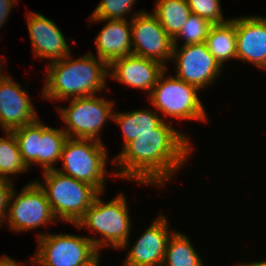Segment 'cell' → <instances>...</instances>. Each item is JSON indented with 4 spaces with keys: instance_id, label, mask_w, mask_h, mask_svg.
<instances>
[{
    "instance_id": "13",
    "label": "cell",
    "mask_w": 266,
    "mask_h": 266,
    "mask_svg": "<svg viewBox=\"0 0 266 266\" xmlns=\"http://www.w3.org/2000/svg\"><path fill=\"white\" fill-rule=\"evenodd\" d=\"M34 107L27 92L8 76L0 74V124L3 130L13 131L35 122Z\"/></svg>"
},
{
    "instance_id": "18",
    "label": "cell",
    "mask_w": 266,
    "mask_h": 266,
    "mask_svg": "<svg viewBox=\"0 0 266 266\" xmlns=\"http://www.w3.org/2000/svg\"><path fill=\"white\" fill-rule=\"evenodd\" d=\"M97 35V54L108 66L115 60L132 54L131 26L126 20L109 19Z\"/></svg>"
},
{
    "instance_id": "10",
    "label": "cell",
    "mask_w": 266,
    "mask_h": 266,
    "mask_svg": "<svg viewBox=\"0 0 266 266\" xmlns=\"http://www.w3.org/2000/svg\"><path fill=\"white\" fill-rule=\"evenodd\" d=\"M131 19L133 55L145 57L164 66L165 60L172 58L173 39L160 25L154 14L146 11L135 13Z\"/></svg>"
},
{
    "instance_id": "23",
    "label": "cell",
    "mask_w": 266,
    "mask_h": 266,
    "mask_svg": "<svg viewBox=\"0 0 266 266\" xmlns=\"http://www.w3.org/2000/svg\"><path fill=\"white\" fill-rule=\"evenodd\" d=\"M7 139L0 138V178L9 179V174L25 172L17 140L12 131H6Z\"/></svg>"
},
{
    "instance_id": "4",
    "label": "cell",
    "mask_w": 266,
    "mask_h": 266,
    "mask_svg": "<svg viewBox=\"0 0 266 266\" xmlns=\"http://www.w3.org/2000/svg\"><path fill=\"white\" fill-rule=\"evenodd\" d=\"M99 196L100 194L75 225L79 228L85 225L102 234L104 237L102 240L91 239L98 251L100 247L108 246V244L113 248H123L127 245L131 228L125 197L119 194L105 204Z\"/></svg>"
},
{
    "instance_id": "1",
    "label": "cell",
    "mask_w": 266,
    "mask_h": 266,
    "mask_svg": "<svg viewBox=\"0 0 266 266\" xmlns=\"http://www.w3.org/2000/svg\"><path fill=\"white\" fill-rule=\"evenodd\" d=\"M191 150L187 137L162 121L153 131L140 134L123 147L113 160L123 167L115 175L142 184L164 185L185 162Z\"/></svg>"
},
{
    "instance_id": "21",
    "label": "cell",
    "mask_w": 266,
    "mask_h": 266,
    "mask_svg": "<svg viewBox=\"0 0 266 266\" xmlns=\"http://www.w3.org/2000/svg\"><path fill=\"white\" fill-rule=\"evenodd\" d=\"M112 119L121 126L124 147L135 140L140 134L153 131L163 121L161 117L149 110L115 113Z\"/></svg>"
},
{
    "instance_id": "20",
    "label": "cell",
    "mask_w": 266,
    "mask_h": 266,
    "mask_svg": "<svg viewBox=\"0 0 266 266\" xmlns=\"http://www.w3.org/2000/svg\"><path fill=\"white\" fill-rule=\"evenodd\" d=\"M174 40L191 14L187 0H157L153 13Z\"/></svg>"
},
{
    "instance_id": "9",
    "label": "cell",
    "mask_w": 266,
    "mask_h": 266,
    "mask_svg": "<svg viewBox=\"0 0 266 266\" xmlns=\"http://www.w3.org/2000/svg\"><path fill=\"white\" fill-rule=\"evenodd\" d=\"M70 106L59 108L62 119L67 124L64 132L69 138L94 139L100 141L99 131L105 120L113 118V102L95 95L72 98ZM75 134V136H74ZM74 136V137H73Z\"/></svg>"
},
{
    "instance_id": "11",
    "label": "cell",
    "mask_w": 266,
    "mask_h": 266,
    "mask_svg": "<svg viewBox=\"0 0 266 266\" xmlns=\"http://www.w3.org/2000/svg\"><path fill=\"white\" fill-rule=\"evenodd\" d=\"M14 195L16 196V193L13 190L11 198L16 199L13 200L11 207L9 206L7 213L10 230L17 232L30 230L56 219L38 182L30 183L18 196Z\"/></svg>"
},
{
    "instance_id": "17",
    "label": "cell",
    "mask_w": 266,
    "mask_h": 266,
    "mask_svg": "<svg viewBox=\"0 0 266 266\" xmlns=\"http://www.w3.org/2000/svg\"><path fill=\"white\" fill-rule=\"evenodd\" d=\"M237 59L266 69V18H235Z\"/></svg>"
},
{
    "instance_id": "8",
    "label": "cell",
    "mask_w": 266,
    "mask_h": 266,
    "mask_svg": "<svg viewBox=\"0 0 266 266\" xmlns=\"http://www.w3.org/2000/svg\"><path fill=\"white\" fill-rule=\"evenodd\" d=\"M32 262L41 266H86L99 254L91 238L68 234H39Z\"/></svg>"
},
{
    "instance_id": "15",
    "label": "cell",
    "mask_w": 266,
    "mask_h": 266,
    "mask_svg": "<svg viewBox=\"0 0 266 266\" xmlns=\"http://www.w3.org/2000/svg\"><path fill=\"white\" fill-rule=\"evenodd\" d=\"M108 68L112 69L109 75L114 79L130 87L148 90L149 93L166 71V65L133 54L113 61Z\"/></svg>"
},
{
    "instance_id": "30",
    "label": "cell",
    "mask_w": 266,
    "mask_h": 266,
    "mask_svg": "<svg viewBox=\"0 0 266 266\" xmlns=\"http://www.w3.org/2000/svg\"><path fill=\"white\" fill-rule=\"evenodd\" d=\"M239 266H266V261L265 262L264 261L263 262H254V263H251V264L249 263L247 265H245V264L241 265L240 264Z\"/></svg>"
},
{
    "instance_id": "31",
    "label": "cell",
    "mask_w": 266,
    "mask_h": 266,
    "mask_svg": "<svg viewBox=\"0 0 266 266\" xmlns=\"http://www.w3.org/2000/svg\"><path fill=\"white\" fill-rule=\"evenodd\" d=\"M99 255L89 264V265H86V266H98V263H99Z\"/></svg>"
},
{
    "instance_id": "19",
    "label": "cell",
    "mask_w": 266,
    "mask_h": 266,
    "mask_svg": "<svg viewBox=\"0 0 266 266\" xmlns=\"http://www.w3.org/2000/svg\"><path fill=\"white\" fill-rule=\"evenodd\" d=\"M205 44L208 51L222 66L225 60L237 59V40L235 19L221 24H213L209 30Z\"/></svg>"
},
{
    "instance_id": "3",
    "label": "cell",
    "mask_w": 266,
    "mask_h": 266,
    "mask_svg": "<svg viewBox=\"0 0 266 266\" xmlns=\"http://www.w3.org/2000/svg\"><path fill=\"white\" fill-rule=\"evenodd\" d=\"M46 186L38 183L51 205L54 216L76 224L100 193L88 183L64 175L59 170L44 171Z\"/></svg>"
},
{
    "instance_id": "6",
    "label": "cell",
    "mask_w": 266,
    "mask_h": 266,
    "mask_svg": "<svg viewBox=\"0 0 266 266\" xmlns=\"http://www.w3.org/2000/svg\"><path fill=\"white\" fill-rule=\"evenodd\" d=\"M12 132L27 168L31 163H41L43 172L55 169L53 163L60 161L64 144L68 139L64 130L50 128L36 120Z\"/></svg>"
},
{
    "instance_id": "22",
    "label": "cell",
    "mask_w": 266,
    "mask_h": 266,
    "mask_svg": "<svg viewBox=\"0 0 266 266\" xmlns=\"http://www.w3.org/2000/svg\"><path fill=\"white\" fill-rule=\"evenodd\" d=\"M164 264L166 266H203L188 237L178 232H172V235H170L166 246Z\"/></svg>"
},
{
    "instance_id": "27",
    "label": "cell",
    "mask_w": 266,
    "mask_h": 266,
    "mask_svg": "<svg viewBox=\"0 0 266 266\" xmlns=\"http://www.w3.org/2000/svg\"><path fill=\"white\" fill-rule=\"evenodd\" d=\"M11 183V180L0 178V222H3V218L7 217L5 216L7 215L6 211L11 205V195L14 189Z\"/></svg>"
},
{
    "instance_id": "28",
    "label": "cell",
    "mask_w": 266,
    "mask_h": 266,
    "mask_svg": "<svg viewBox=\"0 0 266 266\" xmlns=\"http://www.w3.org/2000/svg\"><path fill=\"white\" fill-rule=\"evenodd\" d=\"M15 0H0V27L5 23Z\"/></svg>"
},
{
    "instance_id": "2",
    "label": "cell",
    "mask_w": 266,
    "mask_h": 266,
    "mask_svg": "<svg viewBox=\"0 0 266 266\" xmlns=\"http://www.w3.org/2000/svg\"><path fill=\"white\" fill-rule=\"evenodd\" d=\"M70 55L47 66L46 85L43 96L50 100H67L95 95L105 89V79L110 72L108 65L92 54L77 60H70ZM97 59V60H96ZM100 61V62H99ZM107 68V69H106Z\"/></svg>"
},
{
    "instance_id": "12",
    "label": "cell",
    "mask_w": 266,
    "mask_h": 266,
    "mask_svg": "<svg viewBox=\"0 0 266 266\" xmlns=\"http://www.w3.org/2000/svg\"><path fill=\"white\" fill-rule=\"evenodd\" d=\"M177 61L176 77L199 89L211 84L222 69L204 43L183 45L181 50L174 46L172 59Z\"/></svg>"
},
{
    "instance_id": "24",
    "label": "cell",
    "mask_w": 266,
    "mask_h": 266,
    "mask_svg": "<svg viewBox=\"0 0 266 266\" xmlns=\"http://www.w3.org/2000/svg\"><path fill=\"white\" fill-rule=\"evenodd\" d=\"M213 24L208 20L191 13L177 37L173 40V46L177 45L179 37L185 38L183 45L204 43Z\"/></svg>"
},
{
    "instance_id": "5",
    "label": "cell",
    "mask_w": 266,
    "mask_h": 266,
    "mask_svg": "<svg viewBox=\"0 0 266 266\" xmlns=\"http://www.w3.org/2000/svg\"><path fill=\"white\" fill-rule=\"evenodd\" d=\"M106 158L101 141L68 137L60 158L64 172H59L88 183L101 193L104 189Z\"/></svg>"
},
{
    "instance_id": "26",
    "label": "cell",
    "mask_w": 266,
    "mask_h": 266,
    "mask_svg": "<svg viewBox=\"0 0 266 266\" xmlns=\"http://www.w3.org/2000/svg\"><path fill=\"white\" fill-rule=\"evenodd\" d=\"M191 13L208 20L212 24H221L224 20L219 0H187Z\"/></svg>"
},
{
    "instance_id": "25",
    "label": "cell",
    "mask_w": 266,
    "mask_h": 266,
    "mask_svg": "<svg viewBox=\"0 0 266 266\" xmlns=\"http://www.w3.org/2000/svg\"><path fill=\"white\" fill-rule=\"evenodd\" d=\"M134 3L135 0H102L90 18L93 21L126 20L124 15L129 13Z\"/></svg>"
},
{
    "instance_id": "7",
    "label": "cell",
    "mask_w": 266,
    "mask_h": 266,
    "mask_svg": "<svg viewBox=\"0 0 266 266\" xmlns=\"http://www.w3.org/2000/svg\"><path fill=\"white\" fill-rule=\"evenodd\" d=\"M160 75L156 85L149 94L150 101L166 116L178 119L206 120L205 111L197 96V86L186 83L177 77L164 79Z\"/></svg>"
},
{
    "instance_id": "14",
    "label": "cell",
    "mask_w": 266,
    "mask_h": 266,
    "mask_svg": "<svg viewBox=\"0 0 266 266\" xmlns=\"http://www.w3.org/2000/svg\"><path fill=\"white\" fill-rule=\"evenodd\" d=\"M167 225V219L160 215L129 251L125 266H163L169 235H172Z\"/></svg>"
},
{
    "instance_id": "29",
    "label": "cell",
    "mask_w": 266,
    "mask_h": 266,
    "mask_svg": "<svg viewBox=\"0 0 266 266\" xmlns=\"http://www.w3.org/2000/svg\"><path fill=\"white\" fill-rule=\"evenodd\" d=\"M0 266H20L16 264L11 258L8 256H3V258L0 259Z\"/></svg>"
},
{
    "instance_id": "16",
    "label": "cell",
    "mask_w": 266,
    "mask_h": 266,
    "mask_svg": "<svg viewBox=\"0 0 266 266\" xmlns=\"http://www.w3.org/2000/svg\"><path fill=\"white\" fill-rule=\"evenodd\" d=\"M27 17L29 34L37 57L49 58L54 62L70 55L64 35L52 20L35 12Z\"/></svg>"
}]
</instances>
